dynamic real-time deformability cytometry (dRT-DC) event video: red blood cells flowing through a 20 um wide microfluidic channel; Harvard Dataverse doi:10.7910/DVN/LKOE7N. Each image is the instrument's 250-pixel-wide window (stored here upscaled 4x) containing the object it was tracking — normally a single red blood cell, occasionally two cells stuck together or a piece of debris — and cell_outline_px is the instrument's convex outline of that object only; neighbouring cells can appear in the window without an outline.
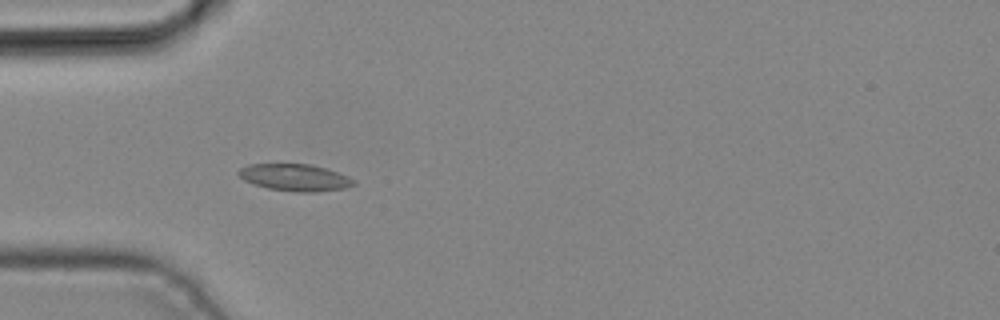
{"species": "common noctule bat (a hibernating species)", "species_latin": "Nyctalus noctula", "temperature_condition": "cold", "stored_images_in_passage": 4, "camera_frame_rate_fps": 3000, "um_per_image_px": 0.085, "animal": {"sex": "male", "body_mass_g": 19.2, "forearm_length_mm": 51.8}, "frame": {"image": 1, "passage_image": 2, "time_ms": 0.333, "image_size_px": [1000, 320], "cell_outline_px": [[356, 184], [344, 188], [316, 192], [296, 192], [268, 188], [244, 180], [236, 172], [240, 168], [248, 164], [308, 164], [324, 168], [348, 176], [356, 180]], "centroid_in_image_um": [25.07, 15.09], "position_along_channel_um": 59.9, "area_um2": 17.92}}
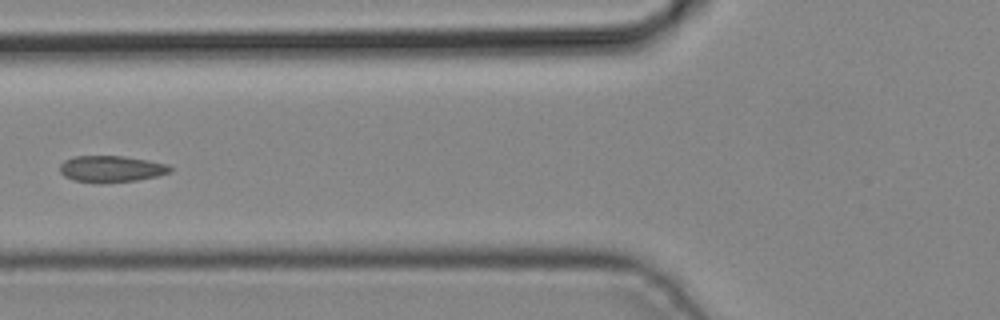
{"frame": {"image": 2, "passage_image": 3, "time_ms": 0.667, "image_size_px": [1000, 320], "cell_outline_px": [[172, 172], [156, 176], [136, 180], [100, 184], [72, 180], [64, 176], [60, 172], [60, 164], [64, 160], [72, 156], [124, 156], [148, 160], [168, 164], [172, 168]], "centroid_in_image_um": [9.43, 14.36], "position_along_channel_um": 116.4, "area_um2": 17.28}}
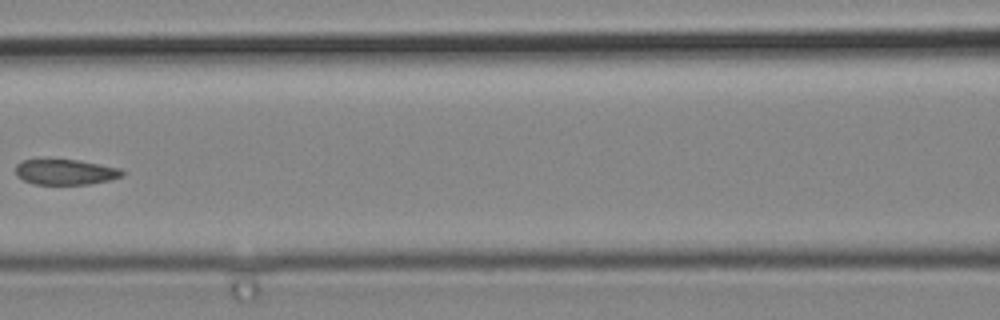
{"frame": {"image": 3, "passage_image": 4, "time_ms": 1.0, "image_size_px": [1000, 320], "cell_outline_px": [[124, 176], [112, 180], [88, 184], [32, 184], [16, 176], [16, 164], [20, 160], [80, 160], [120, 168], [124, 172]], "centroid_in_image_um": [5.58, 14.62], "position_along_channel_um": 161.0, "area_um2": 15.9}}